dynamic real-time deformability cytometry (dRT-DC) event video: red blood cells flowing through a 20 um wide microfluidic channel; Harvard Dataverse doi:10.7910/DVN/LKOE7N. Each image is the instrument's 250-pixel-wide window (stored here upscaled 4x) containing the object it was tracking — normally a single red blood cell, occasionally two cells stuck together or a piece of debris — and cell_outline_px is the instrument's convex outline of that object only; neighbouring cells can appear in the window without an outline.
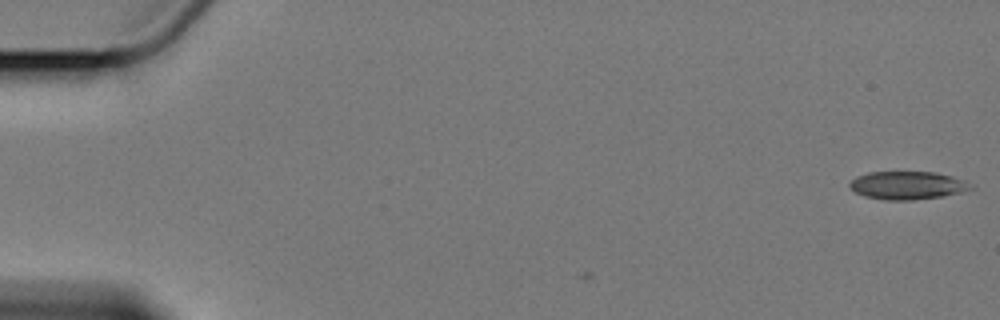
{"species": "Egyptian fruit bat (a non-hibernating species)", "species_latin": "Rousettus aegyptiacus", "temperature_condition": "cold", "stored_images_in_passage": 3, "camera_frame_rate_fps": 3000, "um_per_image_px": 0.085, "animal": {"sex": "female"}, "frame": {"image": 1, "passage_image": 1, "time_ms": 0.0, "image_size_px": [1000, 320], "cell_outline_px": [[976, 184], [972, 188], [960, 192], [944, 196], [912, 200], [884, 200], [864, 196], [848, 188], [848, 184], [856, 176], [868, 172], [936, 172], [952, 176]], "centroid_in_image_um": [77.13, 15.75], "position_along_channel_um": 7.9, "area_um2": 20.0}}